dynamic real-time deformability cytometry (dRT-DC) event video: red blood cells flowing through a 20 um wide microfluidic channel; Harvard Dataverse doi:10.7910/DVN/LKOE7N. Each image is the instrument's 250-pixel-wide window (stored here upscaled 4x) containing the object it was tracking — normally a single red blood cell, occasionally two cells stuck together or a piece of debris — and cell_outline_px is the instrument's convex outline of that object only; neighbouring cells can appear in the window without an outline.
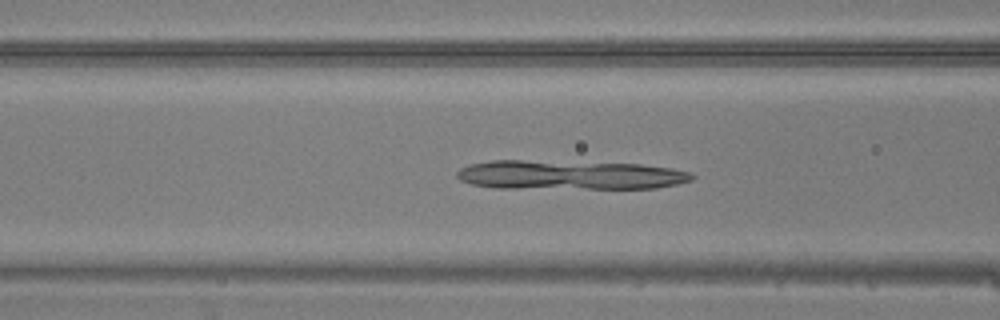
{"species": "common noctule bat (a hibernating species)", "species_latin": "Nyctalus noctula", "temperature_condition": "warm", "stored_images_in_passage": 47, "camera_frame_rate_fps": 3000, "um_per_image_px": 0.085, "animal": {"sex": "male", "body_mass_g": 20.5, "forearm_length_mm": 52.5}, "frame": {"image": 1, "passage_image": 19, "time_ms": 6.0, "image_size_px": [1000, 320], "cell_outline_px": [[696, 176], [692, 180], [676, 184], [656, 188], [496, 188], [472, 184], [460, 180], [456, 176], [456, 172], [460, 168], [468, 164], [492, 160], [520, 160], [640, 164], [672, 168], [688, 172]], "centroid_in_image_um": [48.38, 14.87], "position_along_channel_um": 118.2, "area_um2": 40.06}}
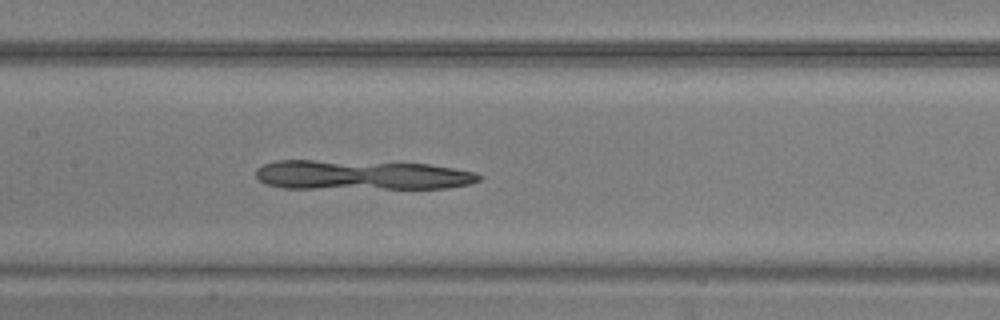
{"frame": {"image": 2, "passage_image": 23, "time_ms": 7.333, "image_size_px": [1000, 320], "cell_outline_px": [[484, 176], [480, 180], [468, 184], [448, 188], [284, 188], [264, 184], [256, 176], [256, 168], [264, 164], [276, 160], [312, 160], [428, 164], [476, 172]], "centroid_in_image_um": [30.7, 14.88], "position_along_channel_um": 176.7, "area_um2": 38.49}}